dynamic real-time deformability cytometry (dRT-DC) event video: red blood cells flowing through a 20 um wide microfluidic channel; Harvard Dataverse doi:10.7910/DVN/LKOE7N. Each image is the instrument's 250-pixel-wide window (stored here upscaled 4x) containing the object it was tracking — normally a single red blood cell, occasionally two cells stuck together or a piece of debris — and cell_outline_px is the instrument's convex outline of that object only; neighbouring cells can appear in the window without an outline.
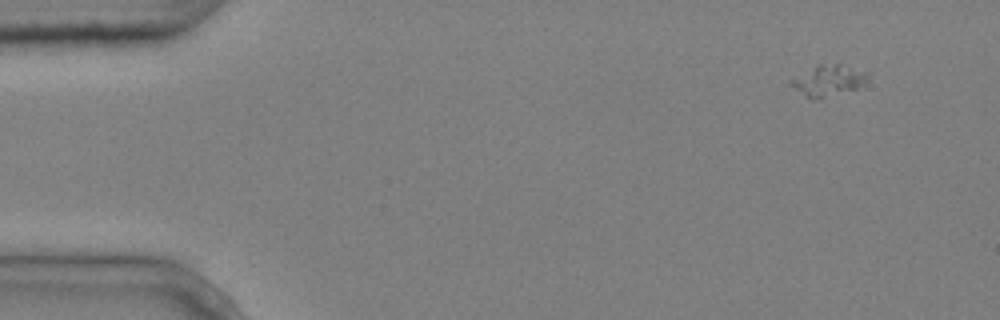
{"species": "common noctule bat (a hibernating species)", "species_latin": "Nyctalus noctula", "temperature_condition": "cold", "stored_images_in_passage": 6, "camera_frame_rate_fps": 3000, "um_per_image_px": 0.085, "animal": {"sex": "male", "body_mass_g": 20.4}, "frame": {"image": 1, "passage_image": 6, "time_ms": 1.667, "image_size_px": [1000, 320], "cell_outline_px": [[868, 76], [856, 88], [820, 100], [808, 96], [796, 88], [792, 84], [792, 80], [816, 64], [840, 64], [868, 72]], "centroid_in_image_um": [70.44, 6.83], "position_along_channel_um": 14.6, "area_um2": 13.18}}